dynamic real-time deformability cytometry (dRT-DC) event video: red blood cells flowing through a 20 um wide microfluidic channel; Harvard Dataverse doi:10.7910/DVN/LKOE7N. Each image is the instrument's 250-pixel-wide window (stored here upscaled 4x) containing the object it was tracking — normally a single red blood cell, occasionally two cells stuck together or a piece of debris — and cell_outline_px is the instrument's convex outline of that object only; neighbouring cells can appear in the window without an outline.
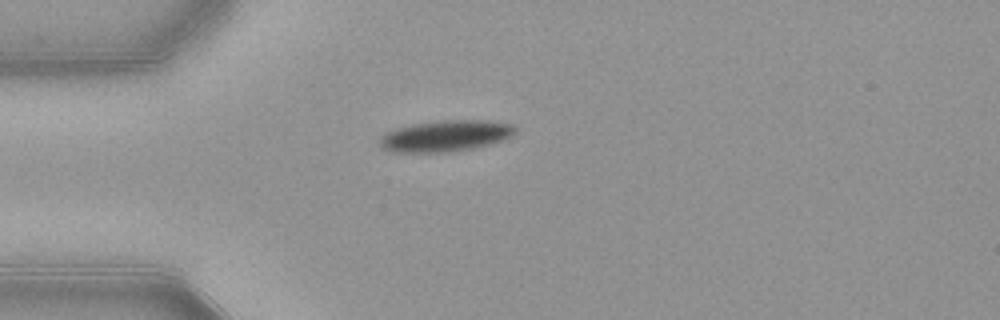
{"species": "common noctule bat (a hibernating species)", "species_latin": "Nyctalus noctula", "temperature_condition": "warm", "stored_images_in_passage": 40, "camera_frame_rate_fps": 3000, "um_per_image_px": 0.085, "animal": {"sex": "female", "body_mass_g": 21.9}, "frame": {"image": 1, "passage_image": 1, "time_ms": 0.0, "image_size_px": [1000, 320], "cell_outline_px": [[516, 132], [512, 136], [504, 140], [492, 144], [476, 148], [452, 152], [392, 152], [380, 148], [380, 136], [384, 132], [396, 128], [412, 124], [444, 120], [484, 120], [512, 124], [516, 128]], "centroid_in_image_um": [37.87, 11.56], "position_along_channel_um": 47.1, "area_um2": 25.03}}
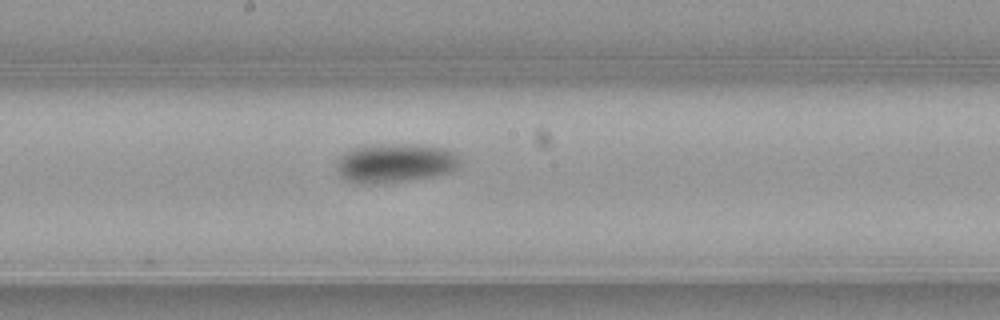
{"frame": {"image": 2, "passage_image": 15, "time_ms": 4.667, "image_size_px": [1000, 320], "cell_outline_px": [[460, 164], [452, 172], [432, 176], [380, 184], [356, 184], [340, 176], [336, 168], [336, 160], [344, 152], [352, 148], [376, 144], [412, 144], [440, 148], [456, 152], [460, 156]], "centroid_in_image_um": [33.55, 13.86], "position_along_channel_um": 214.6, "area_um2": 28.38}}
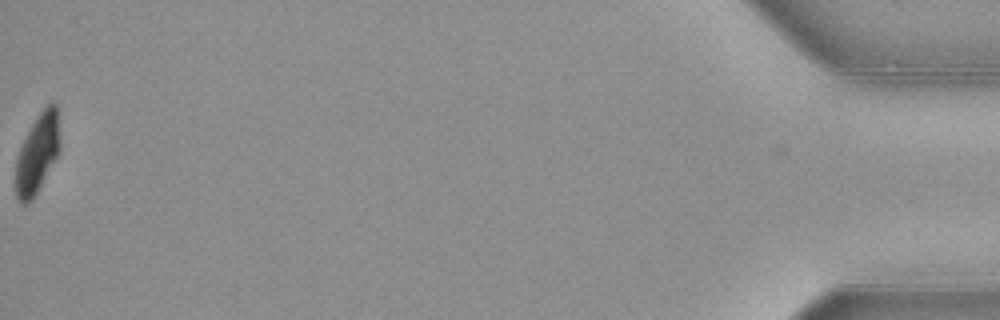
{"frame": {"image": 3, "passage_image": 40, "time_ms": 13.0, "image_size_px": [1000, 320], "cell_outline_px": [[60, 148], [56, 156], [32, 200], [28, 204], [20, 204], [16, 200], [16, 156], [32, 124], [40, 112], [52, 100], [56, 104], [60, 140]], "centroid_in_image_um": [3.16, 13.06], "position_along_channel_um": 432.0, "area_um2": 20.06}, "authors_computed_cell_mechanics": {"area_um2": 25.432, "velocity_mm_per_s": 3.8943, "shape_relaxation_time_tau1_ms": 2.533, "shape_relaxation_time_tau2_ms": null, "deformation_change_tau1": 0.1322, "deformation_change_tau2": null}}